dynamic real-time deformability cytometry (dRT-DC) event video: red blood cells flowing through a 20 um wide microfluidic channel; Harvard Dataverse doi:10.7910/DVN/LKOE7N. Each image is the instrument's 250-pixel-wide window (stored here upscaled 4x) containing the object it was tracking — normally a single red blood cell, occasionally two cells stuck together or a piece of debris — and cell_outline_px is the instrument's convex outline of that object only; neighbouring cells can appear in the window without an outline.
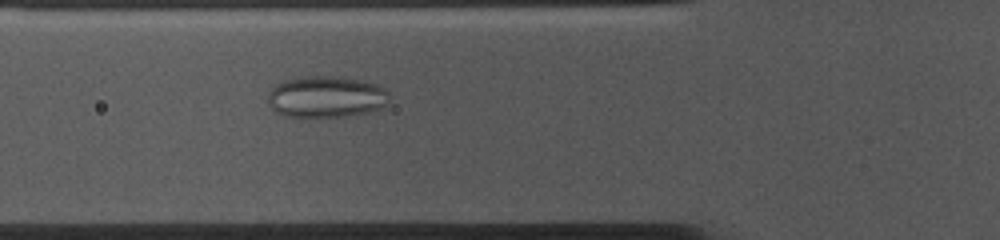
{"species": "common noctule bat (a hibernating species)", "species_latin": "Nyctalus noctula", "temperature_condition": "cold", "stored_images_in_passage": 48, "camera_frame_rate_fps": 3000, "um_per_image_px": 0.085, "animal": {"sex": "female", "body_mass_g": 10.0, "forearm_length_mm": 53.1}, "frame": {"image": 1, "passage_image": 12, "time_ms": 3.667, "image_size_px": [1000, 240], "cell_outline_px": [[388, 92], [384, 108], [368, 112], [348, 116], [284, 116], [276, 112], [268, 104], [268, 92], [276, 84], [284, 80], [308, 76], [340, 76], [360, 80], [376, 84], [384, 88]], "centroid_in_image_um": [27.71, 8.22], "position_along_channel_um": 98.1, "area_um2": 29.3}}
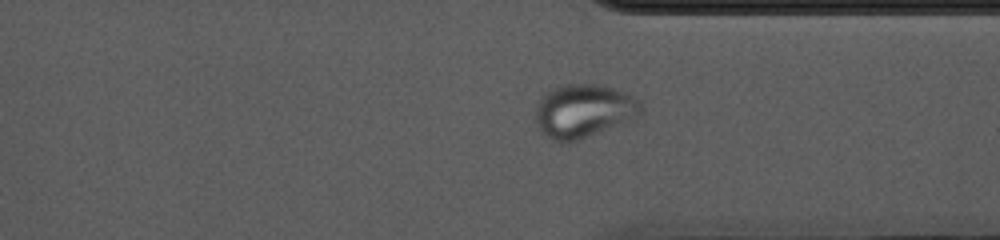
{"frame": {"image": 2, "passage_image": 34, "time_ms": 11.0, "image_size_px": [1000, 240], "cell_outline_px": [[644, 112], [636, 120], [628, 124], [564, 144], [552, 140], [544, 136], [536, 128], [536, 104], [544, 92], [564, 84], [600, 84], [624, 92], [632, 96], [640, 104]], "centroid_in_image_um": [49.62, 9.47], "position_along_channel_um": 361.8, "area_um2": 33.81}}
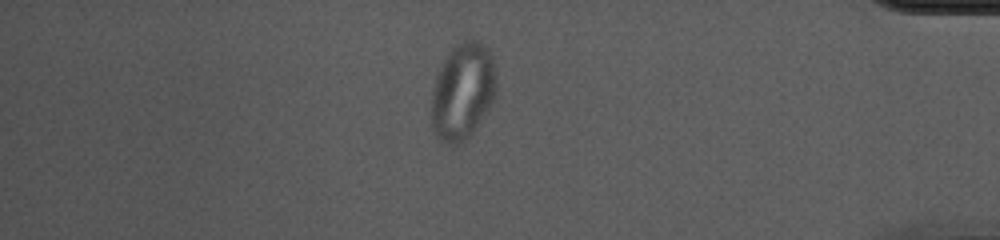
{"frame": {"image": 3, "passage_image": 40, "time_ms": 13.0, "image_size_px": [1000, 240], "cell_outline_px": [[496, 92], [492, 104], [472, 132], [460, 144], [448, 144], [440, 140], [436, 136], [432, 128], [432, 92], [436, 76], [444, 60], [452, 48], [456, 44], [464, 40], [480, 40], [492, 56], [496, 84]], "centroid_in_image_um": [39.33, 7.77], "position_along_channel_um": 395.9, "area_um2": 36.3}}